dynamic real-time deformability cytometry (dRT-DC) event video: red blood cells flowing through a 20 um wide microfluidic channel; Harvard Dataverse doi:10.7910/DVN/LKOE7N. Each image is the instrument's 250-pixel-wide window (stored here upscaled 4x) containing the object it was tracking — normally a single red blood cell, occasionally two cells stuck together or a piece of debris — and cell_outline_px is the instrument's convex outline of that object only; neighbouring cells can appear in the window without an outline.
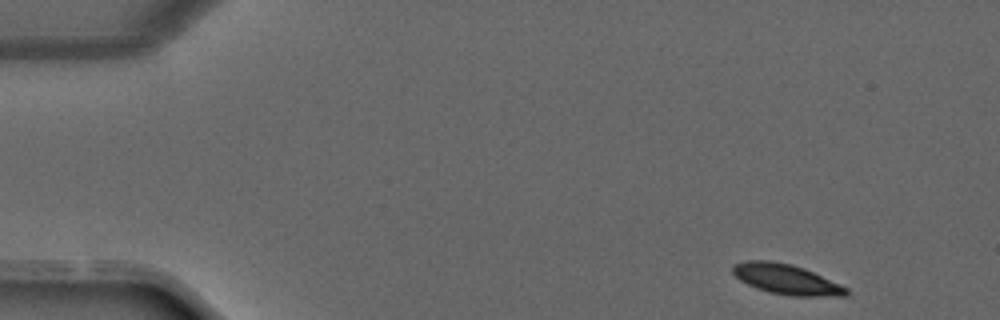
{"species": "common noctule bat (a hibernating species)", "species_latin": "Nyctalus noctula", "temperature_condition": "warm", "stored_images_in_passage": 38, "camera_frame_rate_fps": 3000, "um_per_image_px": 0.085, "animal": {"sex": "male", "forearm_length_mm": 52.5}, "frame": {"image": 1, "passage_image": 1, "time_ms": 0.0, "image_size_px": [1000, 320], "cell_outline_px": [[848, 296], [792, 296], [768, 292], [756, 288], [740, 280], [732, 272], [732, 268], [736, 264], [748, 260], [772, 260], [792, 264], [804, 268], [840, 284], [848, 288]], "centroid_in_image_um": [66.85, 23.74], "position_along_channel_um": 18.1, "area_um2": 19.94}}
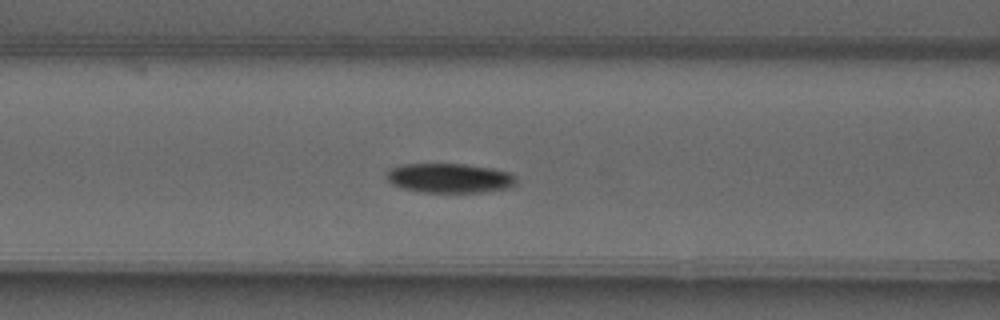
{"frame": {"image": 2, "passage_image": 14, "time_ms": 4.333, "image_size_px": [1000, 320], "cell_outline_px": [[516, 184], [512, 188], [480, 192], [420, 192], [404, 188], [392, 184], [388, 180], [388, 168], [400, 164], [464, 164], [492, 168], [508, 172], [516, 176]], "centroid_in_image_um": [38.24, 15.13], "position_along_channel_um": 128.4, "area_um2": 22.37}}
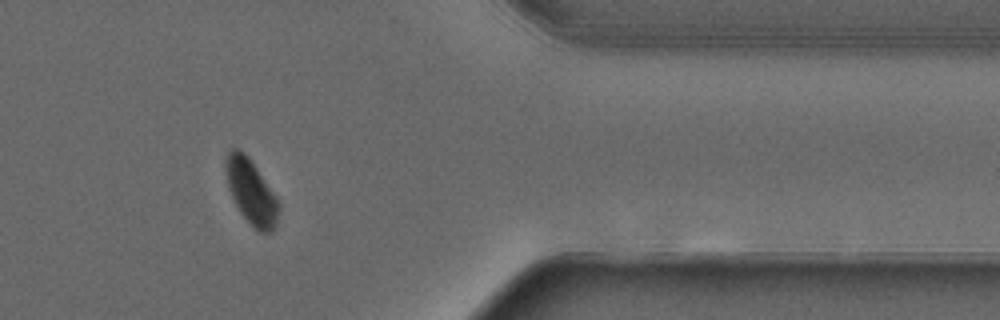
{"frame": {"image": 3, "passage_image": 31, "time_ms": 10.0, "image_size_px": [1000, 320], "cell_outline_px": [[280, 204], [276, 224], [272, 232], [260, 232], [240, 212], [228, 188], [224, 168], [224, 160], [228, 152], [232, 148], [236, 148], [244, 152], [248, 156], [276, 196]], "centroid_in_image_um": [21.33, 16.26], "position_along_channel_um": 390.1, "area_um2": 19.83}}